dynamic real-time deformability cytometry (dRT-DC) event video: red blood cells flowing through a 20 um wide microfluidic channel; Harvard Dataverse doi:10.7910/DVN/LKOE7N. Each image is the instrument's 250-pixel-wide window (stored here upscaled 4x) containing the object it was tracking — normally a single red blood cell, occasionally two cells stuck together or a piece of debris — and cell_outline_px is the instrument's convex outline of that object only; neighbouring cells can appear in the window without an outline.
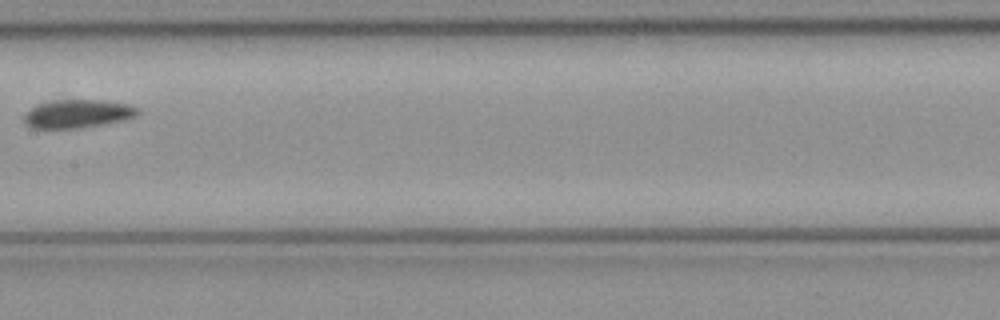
{"species": "common noctule bat (a hibernating species)", "species_latin": "Nyctalus noctula", "temperature_condition": "cold", "stored_images_in_passage": 10, "camera_frame_rate_fps": 3000, "um_per_image_px": 0.085, "animal": {"sex": "female", "body_mass_g": 21.9}, "frame": {"image": 1, "passage_image": 9, "time_ms": 2.667, "image_size_px": [1000, 320], "cell_outline_px": [[140, 112], [136, 116], [124, 120], [104, 124], [80, 128], [32, 128], [24, 124], [24, 112], [36, 104], [56, 100], [100, 100], [132, 104]], "centroid_in_image_um": [6.58, 9.67], "position_along_channel_um": 200.8, "area_um2": 18.96}}
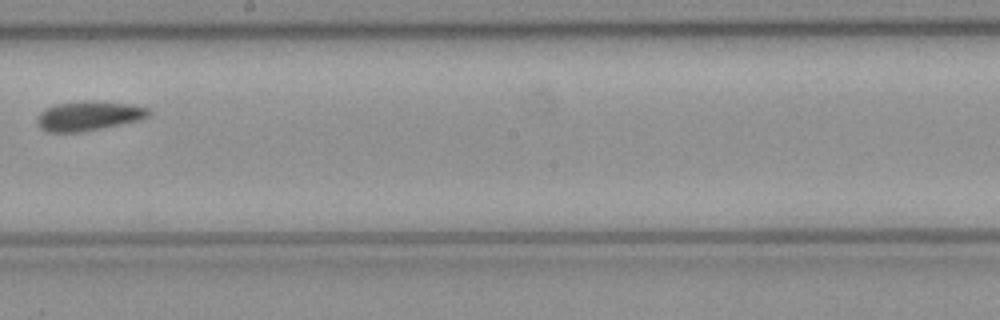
{"frame": {"image": 2, "passage_image": 10, "time_ms": 3.0, "image_size_px": [1000, 320], "cell_outline_px": [[152, 116], [140, 120], [84, 132], [48, 132], [40, 128], [36, 124], [36, 116], [40, 112], [56, 104], [88, 100], [96, 100], [132, 104], [148, 108], [152, 112]], "centroid_in_image_um": [7.57, 9.85], "position_along_channel_um": 240.6, "area_um2": 19.59}}